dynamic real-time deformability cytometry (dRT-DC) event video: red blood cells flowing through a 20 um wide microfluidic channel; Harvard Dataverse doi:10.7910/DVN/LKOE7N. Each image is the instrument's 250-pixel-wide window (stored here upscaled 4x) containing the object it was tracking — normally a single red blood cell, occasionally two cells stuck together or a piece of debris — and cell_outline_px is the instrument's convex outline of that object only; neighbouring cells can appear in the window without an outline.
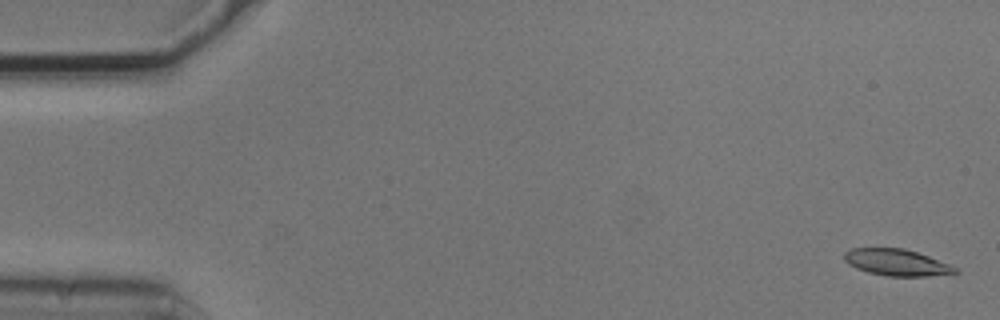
{"species": "common noctule bat (a hibernating species)", "species_latin": "Nyctalus noctula", "temperature_condition": "cold", "stored_images_in_passage": 4, "camera_frame_rate_fps": 3000, "um_per_image_px": 0.085, "animal": {"sex": "male", "body_mass_g": 20.5, "forearm_length_mm": 52.5}, "frame": {"image": 1, "passage_image": 1, "time_ms": 0.0, "image_size_px": [1000, 320], "cell_outline_px": [[960, 272], [928, 276], [888, 276], [868, 272], [856, 268], [848, 264], [844, 260], [844, 252], [848, 248], [904, 248], [928, 256], [960, 268]], "centroid_in_image_um": [76.21, 22.3], "position_along_channel_um": 8.8, "area_um2": 17.22}}
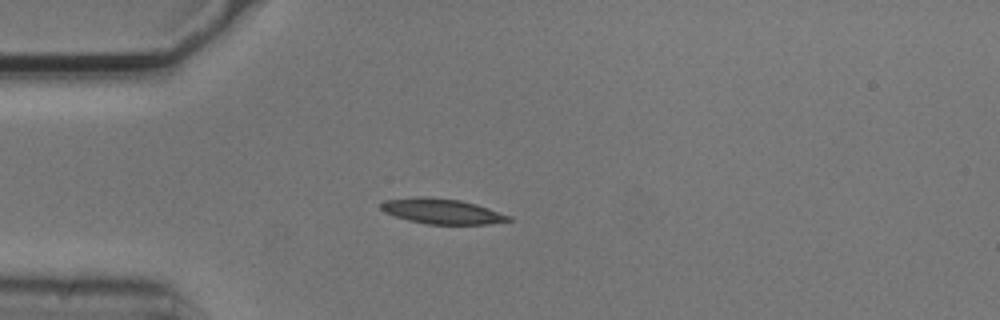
{"frame": {"image": 2, "passage_image": 4, "time_ms": 1.0, "image_size_px": [1000, 320], "cell_outline_px": [[512, 220], [488, 224], [428, 224], [408, 220], [384, 212], [380, 208], [380, 204], [384, 200], [416, 196], [428, 196], [460, 200], [476, 204], [512, 216]], "centroid_in_image_um": [37.55, 17.94], "position_along_channel_um": 47.4, "area_um2": 18.84}}